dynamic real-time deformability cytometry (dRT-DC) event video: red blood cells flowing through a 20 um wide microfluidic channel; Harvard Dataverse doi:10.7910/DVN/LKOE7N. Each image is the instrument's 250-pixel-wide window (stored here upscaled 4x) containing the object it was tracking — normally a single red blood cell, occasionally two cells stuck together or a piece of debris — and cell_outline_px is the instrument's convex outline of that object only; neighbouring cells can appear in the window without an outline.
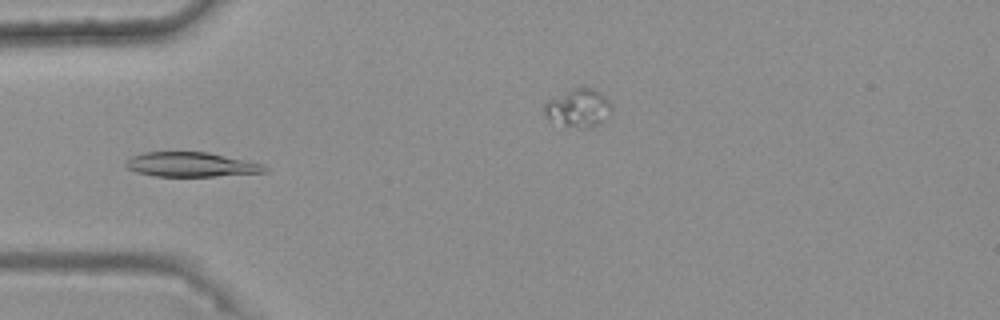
{"species": "common noctule bat (a hibernating species)", "species_latin": "Nyctalus noctula", "temperature_condition": "warm", "stored_images_in_passage": 47, "camera_frame_rate_fps": 3000, "um_per_image_px": 0.085, "animal": {"sex": "female", "body_mass_g": 25.1}, "frame": {"image": 1, "passage_image": 17, "time_ms": 5.333, "image_size_px": [1000, 320], "cell_outline_px": [[268, 172], [216, 176], [156, 176], [136, 172], [128, 168], [124, 164], [132, 156], [144, 152], [208, 152], [264, 164], [268, 168]], "centroid_in_image_um": [16.28, 13.99], "position_along_channel_um": 68.7, "area_um2": 19.83}}
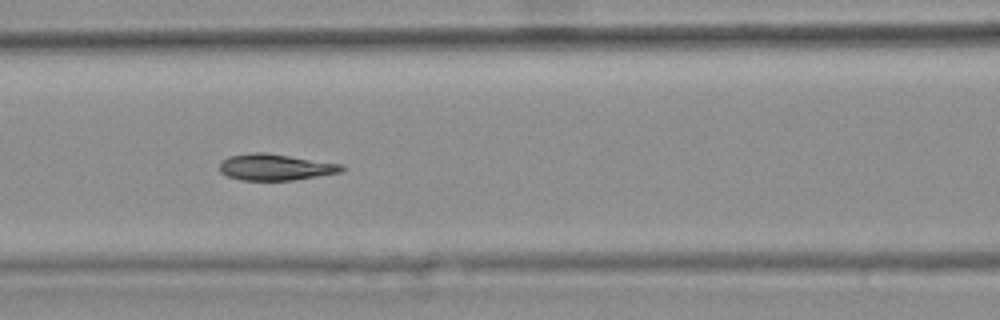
{"frame": {"image": 2, "passage_image": 23, "time_ms": 7.333, "image_size_px": [1000, 320], "cell_outline_px": [[348, 168], [340, 172], [292, 180], [240, 180], [228, 176], [220, 172], [220, 164], [228, 156], [252, 152], [264, 152], [344, 164]], "centroid_in_image_um": [23.43, 14.2], "position_along_channel_um": 143.2, "area_um2": 18.73}}
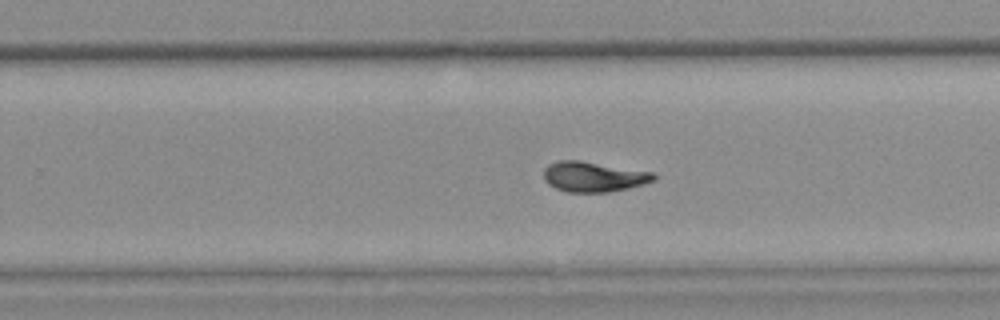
{"frame": {"image": 3, "passage_image": 34, "time_ms": 11.0, "image_size_px": [1000, 320], "cell_outline_px": [[656, 180], [628, 188], [608, 192], [568, 192], [556, 188], [548, 184], [544, 180], [544, 168], [548, 164], [560, 160], [580, 160], [652, 172], [656, 176]], "centroid_in_image_um": [50.43, 15.02], "position_along_channel_um": 279.4, "area_um2": 19.31}, "authors_computed_cell_mechanics": {"area_um2": 19.1896, "velocity_mm_per_s": 3.7217, "shape_relaxation_time_tau1_ms": 6.7184, "shape_relaxation_time_tau2_ms": 1.0253, "deformation_change_tau1": 0.196, "deformation_change_tau2": 0.0535}}